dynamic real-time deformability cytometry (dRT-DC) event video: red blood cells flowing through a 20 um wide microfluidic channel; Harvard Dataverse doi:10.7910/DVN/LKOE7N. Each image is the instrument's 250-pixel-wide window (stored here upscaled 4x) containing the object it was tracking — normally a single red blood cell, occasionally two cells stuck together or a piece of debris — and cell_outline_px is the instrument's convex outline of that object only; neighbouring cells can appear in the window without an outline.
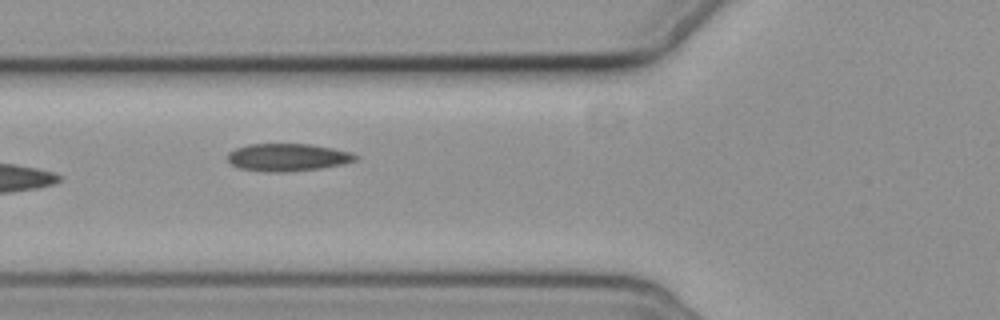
{"species": "common noctule bat (a hibernating species)", "species_latin": "Nyctalus noctula", "temperature_condition": "cold", "stored_images_in_passage": 7, "camera_frame_rate_fps": 3000, "um_per_image_px": 0.085, "animal": {"sex": "female", "body_mass_g": 19.3, "forearm_length_mm": 54.1}, "frame": {"image": 1, "passage_image": 6, "time_ms": 6.0, "image_size_px": [1000, 320], "cell_outline_px": [[360, 156], [356, 160], [344, 164], [320, 168], [288, 172], [272, 172], [240, 168], [232, 164], [228, 160], [228, 152], [236, 148], [248, 144], [312, 144], [352, 152]], "centroid_in_image_um": [24.49, 13.37], "position_along_channel_um": 101.3, "area_um2": 20.58}}
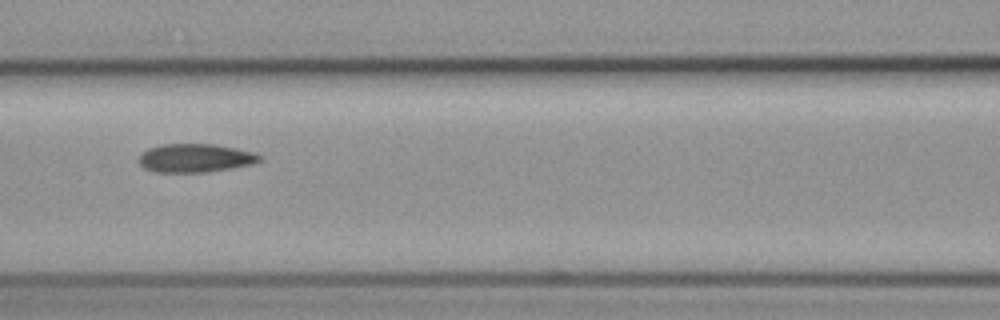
{"frame": {"image": 2, "passage_image": 7, "time_ms": 7.333, "image_size_px": [1000, 320], "cell_outline_px": [[264, 160], [252, 164], [204, 172], [156, 172], [144, 168], [136, 160], [140, 152], [148, 148], [160, 144], [216, 144], [256, 152], [264, 156]], "centroid_in_image_um": [16.59, 13.42], "position_along_channel_um": 150.0, "area_um2": 20.4}}